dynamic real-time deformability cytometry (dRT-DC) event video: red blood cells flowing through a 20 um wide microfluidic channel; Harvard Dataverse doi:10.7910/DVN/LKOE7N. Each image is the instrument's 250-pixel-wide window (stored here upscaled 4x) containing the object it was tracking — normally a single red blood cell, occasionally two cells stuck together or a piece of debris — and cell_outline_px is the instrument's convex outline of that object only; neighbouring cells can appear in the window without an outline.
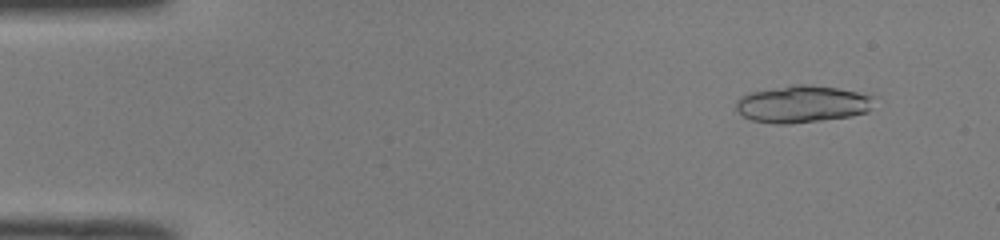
{"species": "common noctule bat (a hibernating species)", "species_latin": "Nyctalus noctula", "temperature_condition": "room temperature", "stored_images_in_passage": 18, "camera_frame_rate_fps": 3000, "um_per_image_px": 0.085, "animal": {"sex": "male", "body_mass_g": 19.0, "forearm_length_mm": 50.8}, "frame": {"image": 1, "passage_image": 5, "time_ms": 1.333, "image_size_px": [1000, 240], "cell_outline_px": [[880, 96], [868, 112], [852, 116], [788, 124], [776, 124], [752, 120], [744, 116], [736, 108], [736, 100], [740, 96], [748, 92], [792, 84], [804, 84], [836, 88]], "centroid_in_image_um": [68.24, 8.83], "position_along_channel_um": 16.8, "area_um2": 30.23}}